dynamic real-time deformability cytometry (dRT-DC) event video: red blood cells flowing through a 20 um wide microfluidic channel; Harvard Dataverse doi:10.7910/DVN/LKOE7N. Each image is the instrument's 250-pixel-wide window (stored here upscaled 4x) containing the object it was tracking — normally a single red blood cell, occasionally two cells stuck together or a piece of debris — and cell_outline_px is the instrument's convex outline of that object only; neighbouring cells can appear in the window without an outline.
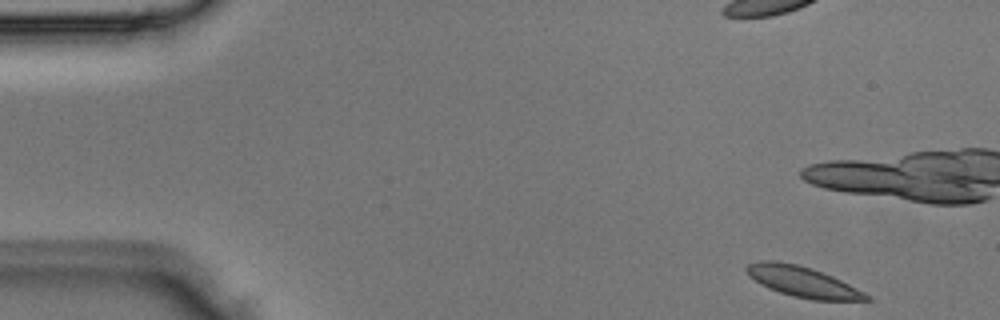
{"species": "Egyptian fruit bat (a non-hibernating species)", "species_latin": "Rousettus aegyptiacus", "temperature_condition": "room temperature", "stored_images_in_passage": 4, "camera_frame_rate_fps": 3000, "um_per_image_px": 0.085, "animal": {"sex": "male"}, "frame": {"image": 1, "passage_image": 1, "time_ms": 0.0, "image_size_px": [1000, 320], "cell_outline_px": [[872, 300], [812, 300], [792, 296], [768, 288], [760, 284], [748, 276], [744, 268], [748, 264], [760, 260], [776, 260], [796, 264], [812, 268], [832, 276], [872, 296]], "centroid_in_image_um": [68.19, 23.94], "position_along_channel_um": 16.8, "area_um2": 21.39}}